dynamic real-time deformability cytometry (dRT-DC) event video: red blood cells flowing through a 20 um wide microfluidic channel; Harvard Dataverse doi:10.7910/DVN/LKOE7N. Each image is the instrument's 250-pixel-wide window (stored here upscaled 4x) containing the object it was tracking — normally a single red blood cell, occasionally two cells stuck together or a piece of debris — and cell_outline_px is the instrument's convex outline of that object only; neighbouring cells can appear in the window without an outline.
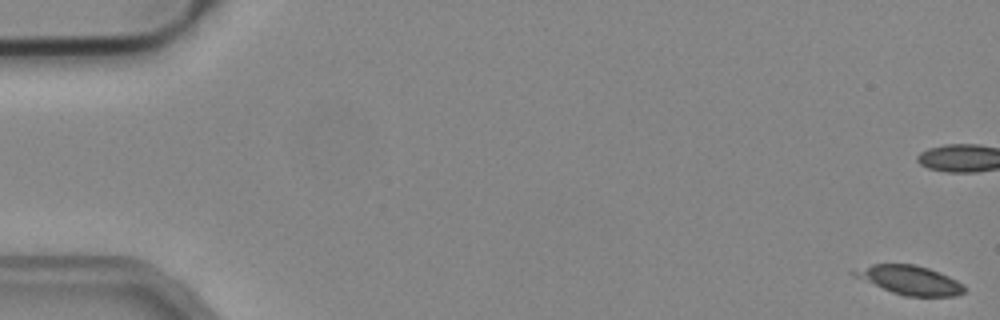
{"species": "common noctule bat (a hibernating species)", "species_latin": "Nyctalus noctula", "temperature_condition": "cold", "stored_images_in_passage": 19, "camera_frame_rate_fps": 3000, "um_per_image_px": 0.085, "animal": {"sex": "male", "body_mass_g": 19.2, "forearm_length_mm": 51.8}, "frame": {"image": 1, "passage_image": 1, "time_ms": 0.0, "image_size_px": [1000, 320], "cell_outline_px": [[964, 292], [956, 296], [904, 296], [892, 292], [852, 276], [848, 272], [852, 268], [872, 264], [912, 264], [928, 268], [940, 272], [964, 284]], "centroid_in_image_um": [77.25, 23.79], "position_along_channel_um": 7.7, "area_um2": 18.79}}